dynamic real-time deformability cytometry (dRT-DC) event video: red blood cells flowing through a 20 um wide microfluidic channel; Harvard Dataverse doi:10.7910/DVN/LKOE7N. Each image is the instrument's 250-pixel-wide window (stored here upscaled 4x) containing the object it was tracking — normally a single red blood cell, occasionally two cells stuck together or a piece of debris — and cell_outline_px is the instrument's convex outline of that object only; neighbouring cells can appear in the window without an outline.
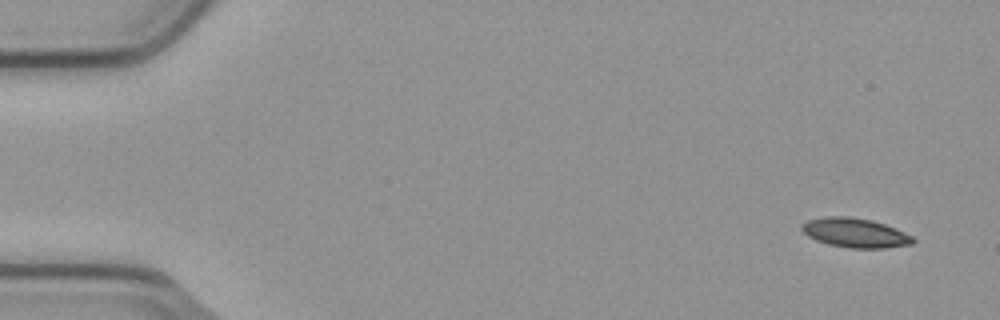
{"species": "common noctule bat (a hibernating species)", "species_latin": "Nyctalus noctula", "temperature_condition": "cold", "stored_images_in_passage": 6, "segment_of_instrument_passage": [2, 2], "camera_frame_rate_fps": 3000, "um_per_image_px": 0.085, "animal": {"sex": "male", "body_mass_g": 23.1, "forearm_length_mm": 52.7}, "frame": {"image": 1, "passage_image": 6, "time_ms": 1.667, "image_size_px": [1000, 320], "cell_outline_px": [[916, 240], [912, 244], [884, 248], [848, 248], [828, 244], [816, 240], [808, 236], [800, 228], [800, 224], [808, 220], [824, 216], [848, 216], [872, 220], [884, 224], [904, 232], [912, 236]], "centroid_in_image_um": [72.66, 19.78], "position_along_channel_um": 12.3, "area_um2": 19.07}}